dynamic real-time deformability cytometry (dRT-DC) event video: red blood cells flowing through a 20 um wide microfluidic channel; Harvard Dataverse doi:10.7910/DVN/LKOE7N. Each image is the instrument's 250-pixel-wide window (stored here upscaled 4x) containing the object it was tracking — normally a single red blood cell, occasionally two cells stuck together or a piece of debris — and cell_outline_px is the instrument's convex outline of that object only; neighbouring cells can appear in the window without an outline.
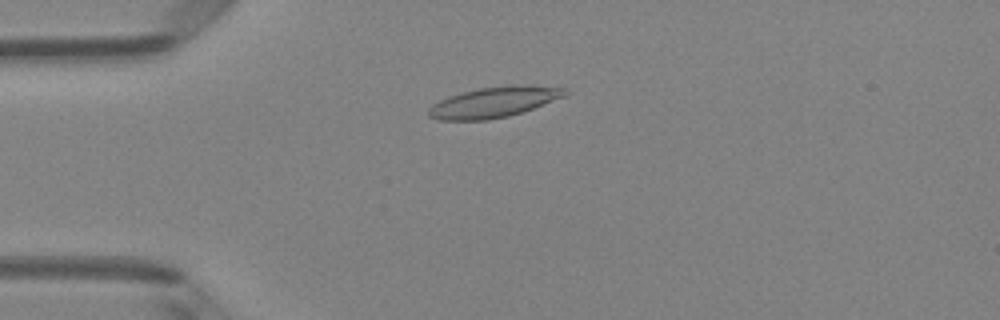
{"species": "Egyptian fruit bat (a non-hibernating species)", "species_latin": "Rousettus aegyptiacus", "temperature_condition": "room temperature", "stored_images_in_passage": 40, "camera_frame_rate_fps": 3000, "um_per_image_px": 0.085, "animal": {"sex": "female"}, "frame": {"image": 1, "passage_image": 3, "time_ms": 0.667, "image_size_px": [1000, 320], "cell_outline_px": [[568, 92], [564, 96], [532, 108], [508, 116], [488, 120], [440, 120], [428, 116], [428, 108], [432, 104], [448, 96], [460, 92], [480, 88], [512, 84], [524, 84], [564, 88]], "centroid_in_image_um": [41.93, 8.67], "position_along_channel_um": 43.1, "area_um2": 24.22}}
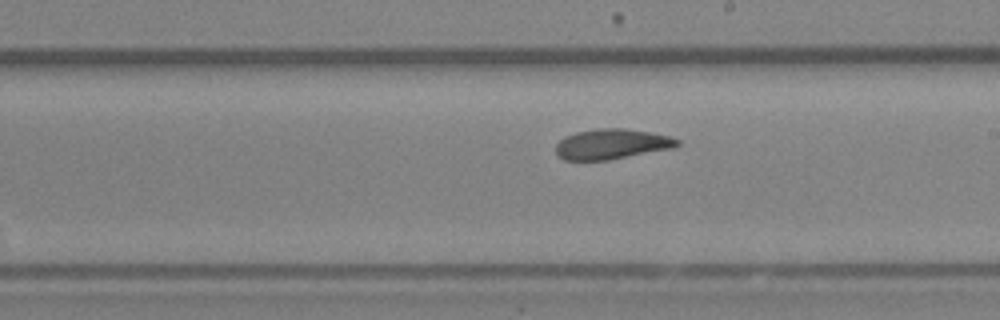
{"frame": {"image": 2, "passage_image": 19, "time_ms": 6.0, "image_size_px": [1000, 320], "cell_outline_px": [[680, 144], [676, 148], [608, 160], [564, 160], [556, 156], [556, 144], [564, 136], [576, 132], [596, 128], [624, 128], [648, 132], [668, 136], [680, 140]], "centroid_in_image_um": [51.99, 12.25], "position_along_channel_um": 237.0, "area_um2": 21.62}}
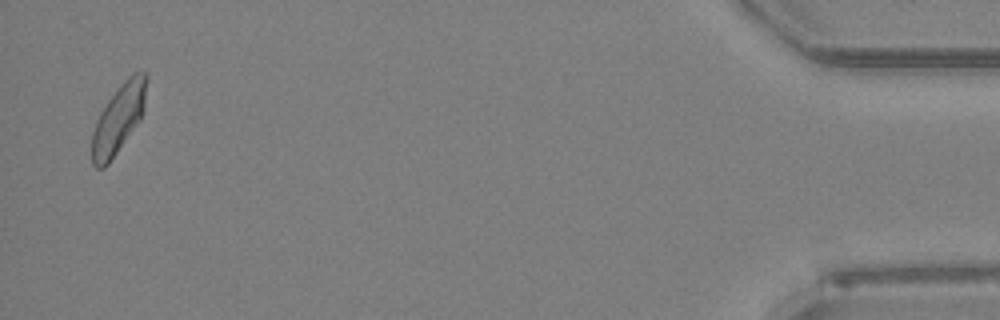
{"frame": {"image": 3, "passage_image": 39, "time_ms": 12.667, "image_size_px": [1000, 320], "cell_outline_px": [[148, 80], [144, 108], [140, 120], [108, 164], [104, 168], [96, 168], [92, 164], [92, 132], [96, 120], [100, 112], [108, 100], [120, 84], [132, 72], [148, 72]], "centroid_in_image_um": [10.09, 10.05], "position_along_channel_um": 425.1, "area_um2": 21.96}, "authors_computed_cell_mechanics": {"area_um2": 21.7617, "velocity_mm_per_s": 4.0961, "shape_relaxation_time_tau1_ms": 5.5864, "shape_relaxation_time_tau2_ms": 2.142, "deformation_change_tau1": 0.1756, "deformation_change_tau2": 0.0955}}